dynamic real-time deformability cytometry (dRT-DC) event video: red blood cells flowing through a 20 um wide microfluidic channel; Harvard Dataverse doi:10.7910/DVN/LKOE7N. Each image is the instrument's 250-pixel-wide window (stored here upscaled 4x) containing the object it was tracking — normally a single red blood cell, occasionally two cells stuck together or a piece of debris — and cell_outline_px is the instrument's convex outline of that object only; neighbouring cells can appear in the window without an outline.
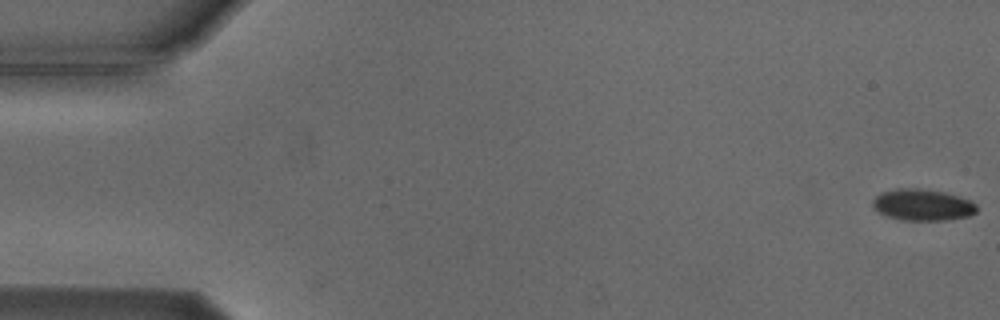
{"species": "Egyptian fruit bat (a non-hibernating species)", "species_latin": "Rousettus aegyptiacus", "temperature_condition": "cold", "stored_images_in_passage": 5, "camera_frame_rate_fps": 3000, "um_per_image_px": 0.085, "animal": {"sex": "male"}, "frame": {"image": 1, "passage_image": 1, "time_ms": 0.0, "image_size_px": [1000, 320], "cell_outline_px": [[976, 212], [968, 216], [948, 220], [904, 220], [884, 216], [872, 208], [872, 200], [880, 192], [896, 188], [920, 188], [944, 192], [960, 196], [972, 200], [976, 204]], "centroid_in_image_um": [78.39, 17.41], "position_along_channel_um": 6.6, "area_um2": 19.42}}
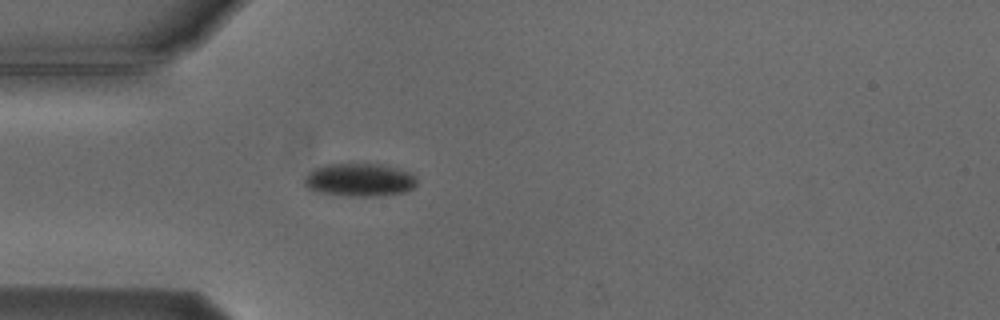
{"frame": {"image": 2, "passage_image": 5, "time_ms": 5.0, "image_size_px": [1000, 320], "cell_outline_px": [[416, 184], [412, 188], [404, 192], [384, 196], [340, 196], [320, 192], [308, 188], [304, 184], [304, 176], [308, 172], [316, 168], [328, 164], [376, 164], [408, 172], [416, 176]], "centroid_in_image_um": [30.52, 15.31], "position_along_channel_um": 54.5, "area_um2": 21.56}}